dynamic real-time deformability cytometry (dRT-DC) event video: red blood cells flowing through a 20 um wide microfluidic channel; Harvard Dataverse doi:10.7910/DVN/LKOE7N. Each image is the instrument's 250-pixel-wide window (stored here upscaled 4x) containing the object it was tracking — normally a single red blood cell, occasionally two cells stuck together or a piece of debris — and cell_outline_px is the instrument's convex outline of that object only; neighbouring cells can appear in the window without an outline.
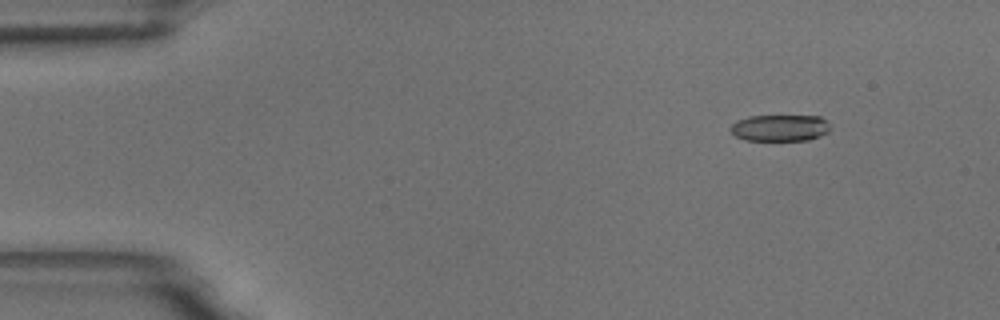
{"species": "common noctule bat (a hibernating species)", "species_latin": "Nyctalus noctula", "temperature_condition": "room temperature", "stored_images_in_passage": 4, "camera_frame_rate_fps": 3000, "um_per_image_px": 0.085, "animal": {"sex": "male", "body_mass_g": 18.8}, "frame": {"image": 1, "passage_image": 2, "time_ms": 1.0, "image_size_px": [1000, 320], "cell_outline_px": [[832, 128], [828, 132], [820, 136], [808, 140], [744, 140], [736, 136], [732, 132], [732, 124], [736, 120], [748, 116], [820, 116]], "centroid_in_image_um": [66.31, 10.87], "position_along_channel_um": 18.7, "area_um2": 15.37}}